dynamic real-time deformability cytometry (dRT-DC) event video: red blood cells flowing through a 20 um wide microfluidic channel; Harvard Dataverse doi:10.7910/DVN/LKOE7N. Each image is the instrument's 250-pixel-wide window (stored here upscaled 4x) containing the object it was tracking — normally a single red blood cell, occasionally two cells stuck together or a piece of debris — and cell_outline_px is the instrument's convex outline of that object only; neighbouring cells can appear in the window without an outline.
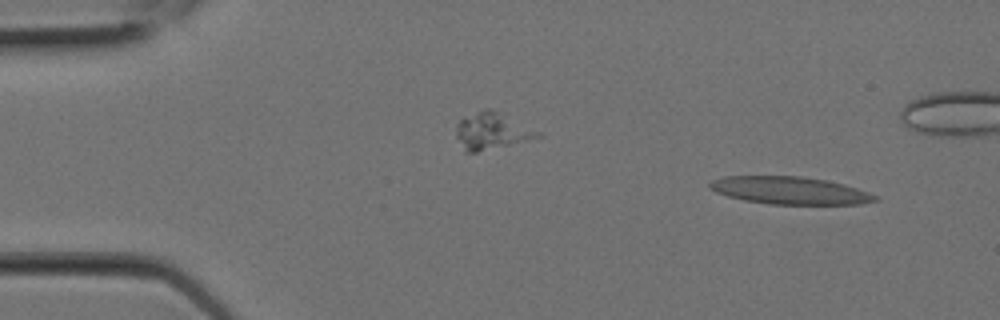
{"species": "Egyptian fruit bat (a non-hibernating species)", "species_latin": "Rousettus aegyptiacus", "temperature_condition": "room temperature", "stored_images_in_passage": 6, "camera_frame_rate_fps": 3000, "um_per_image_px": 0.085, "animal": {"sex": "female"}, "frame": {"image": 1, "passage_image": 1, "time_ms": 0.0, "image_size_px": [1000, 320], "cell_outline_px": [[880, 200], [860, 204], [772, 204], [744, 200], [728, 196], [716, 192], [708, 184], [712, 180], [724, 176], [800, 176], [828, 180], [844, 184], [880, 196]], "centroid_in_image_um": [67.18, 16.19], "position_along_channel_um": 17.8, "area_um2": 26.53}}